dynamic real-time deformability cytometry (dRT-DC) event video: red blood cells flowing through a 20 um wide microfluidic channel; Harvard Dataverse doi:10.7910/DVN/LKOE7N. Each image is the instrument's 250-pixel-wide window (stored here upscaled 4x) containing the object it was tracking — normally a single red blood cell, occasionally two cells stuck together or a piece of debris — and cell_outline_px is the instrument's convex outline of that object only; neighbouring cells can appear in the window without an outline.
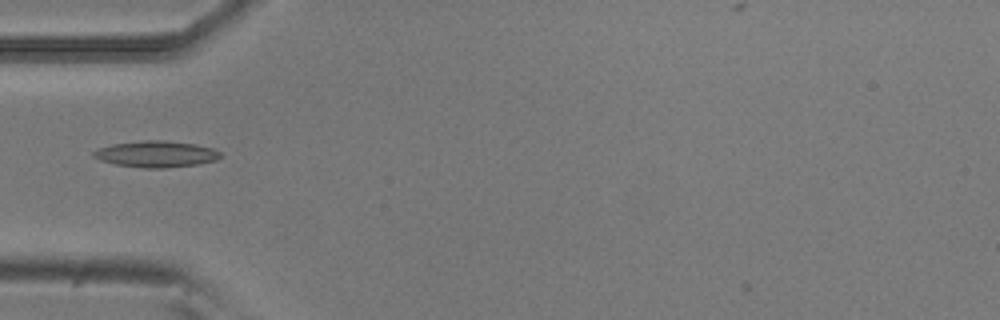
{"species": "common noctule bat (a hibernating species)", "species_latin": "Nyctalus noctula", "temperature_condition": "room temperature", "stored_images_in_passage": 39, "camera_frame_rate_fps": 3000, "um_per_image_px": 0.085, "animal": {"sex": "male", "body_mass_g": 20.5, "forearm_length_mm": 52.5}, "frame": {"image": 1, "passage_image": 2, "time_ms": 0.333, "image_size_px": [1000, 320], "cell_outline_px": [[220, 156], [216, 160], [196, 164], [164, 168], [144, 168], [116, 164], [100, 160], [92, 156], [92, 152], [100, 148], [112, 144], [144, 140], [164, 140], [196, 144], [212, 148], [220, 152]], "centroid_in_image_um": [13.26, 13.09], "position_along_channel_um": 71.7, "area_um2": 19.31}}
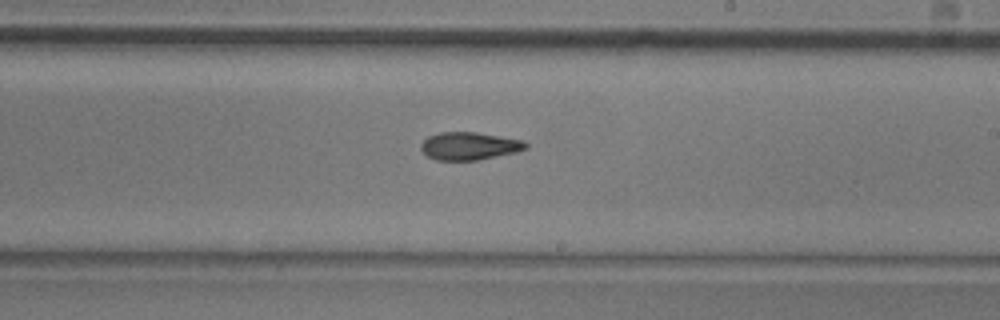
{"frame": {"image": 2, "passage_image": 16, "time_ms": 5.0, "image_size_px": [1000, 320], "cell_outline_px": [[528, 148], [516, 152], [476, 160], [436, 160], [428, 156], [420, 148], [420, 144], [428, 136], [440, 132], [476, 132], [524, 140], [528, 144]], "centroid_in_image_um": [39.9, 12.4], "position_along_channel_um": 249.1, "area_um2": 16.94}}
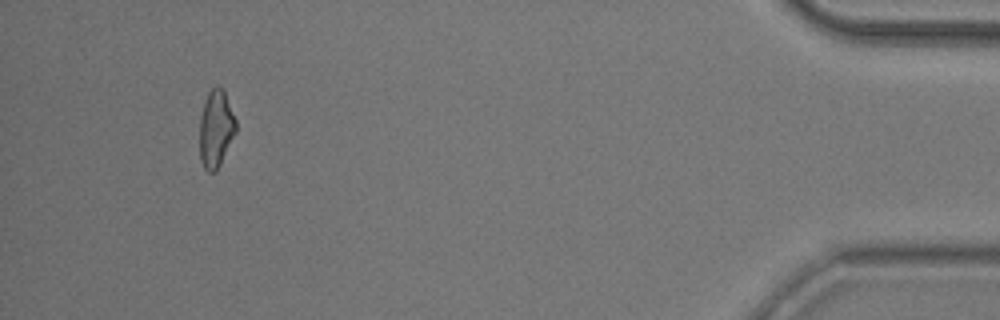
{"frame": {"image": 3, "passage_image": 35, "time_ms": 11.333, "image_size_px": [1000, 320], "cell_outline_px": [[236, 132], [216, 172], [208, 172], [204, 168], [200, 160], [200, 116], [208, 92], [216, 84], [224, 88], [236, 120]], "centroid_in_image_um": [18.36, 10.92], "position_along_channel_um": 416.8, "area_um2": 16.47}}